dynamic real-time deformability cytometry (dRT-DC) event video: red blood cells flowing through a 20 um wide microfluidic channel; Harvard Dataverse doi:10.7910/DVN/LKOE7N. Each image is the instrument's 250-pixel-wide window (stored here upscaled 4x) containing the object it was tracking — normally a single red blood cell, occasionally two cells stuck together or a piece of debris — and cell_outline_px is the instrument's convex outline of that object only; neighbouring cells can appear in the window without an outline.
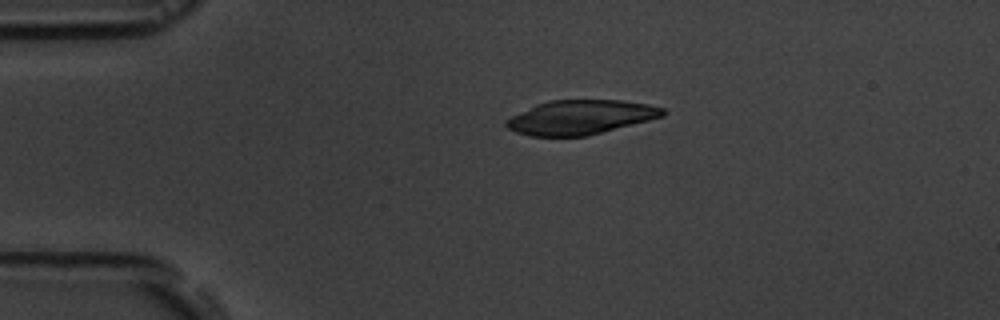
{"species": "common noctule bat (a hibernating species)", "species_latin": "Nyctalus noctula", "temperature_condition": "room temperature", "stored_images_in_passage": 2, "camera_frame_rate_fps": 3000, "um_per_image_px": 0.085, "animal": {"sex": "male", "body_mass_g": 19.5, "forearm_length_mm": 54.6}, "frame": {"image": 1, "passage_image": 1, "time_ms": 0.0, "image_size_px": [1000, 320], "cell_outline_px": [[668, 112], [664, 116], [588, 136], [528, 136], [516, 132], [508, 128], [504, 124], [512, 116], [536, 104], [548, 100], [620, 100], [648, 104], [664, 108]], "centroid_in_image_um": [49.37, 9.96], "position_along_channel_um": 35.6, "area_um2": 31.27}}